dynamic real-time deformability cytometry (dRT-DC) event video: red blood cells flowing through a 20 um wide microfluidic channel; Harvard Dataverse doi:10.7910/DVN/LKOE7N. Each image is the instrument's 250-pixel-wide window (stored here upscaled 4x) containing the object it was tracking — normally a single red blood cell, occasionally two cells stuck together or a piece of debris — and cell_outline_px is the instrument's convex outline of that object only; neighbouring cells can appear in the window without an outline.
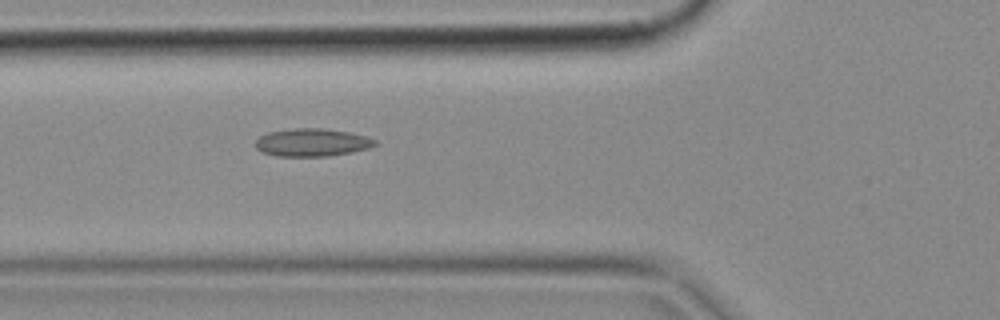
{"species": "common noctule bat (a hibernating species)", "species_latin": "Nyctalus noctula", "temperature_condition": "cold", "stored_images_in_passage": 6, "camera_frame_rate_fps": 3000, "um_per_image_px": 0.085, "animal": {"sex": "female", "body_mass_g": 18.4}, "frame": {"image": 1, "passage_image": 6, "time_ms": 1.667, "image_size_px": [1000, 320], "cell_outline_px": [[376, 144], [368, 148], [328, 156], [276, 156], [264, 152], [256, 148], [256, 140], [260, 136], [268, 132], [292, 128], [324, 128], [348, 132], [368, 136], [376, 140]], "centroid_in_image_um": [26.51, 12.09], "position_along_channel_um": 99.3, "area_um2": 19.25}}